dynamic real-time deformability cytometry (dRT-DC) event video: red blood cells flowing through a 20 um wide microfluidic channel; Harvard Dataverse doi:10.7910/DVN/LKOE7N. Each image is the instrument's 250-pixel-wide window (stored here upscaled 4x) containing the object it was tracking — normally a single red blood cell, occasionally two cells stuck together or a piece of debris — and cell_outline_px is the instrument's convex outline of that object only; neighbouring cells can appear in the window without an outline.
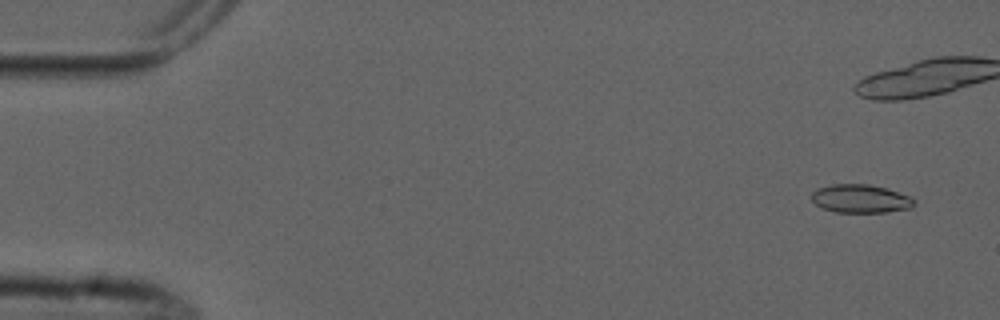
{"species": "common noctule bat (a hibernating species)", "species_latin": "Nyctalus noctula", "temperature_condition": "cold", "stored_images_in_passage": 2, "camera_frame_rate_fps": 3000, "um_per_image_px": 0.085, "animal": {"sex": "male", "forearm_length_mm": 52.5}, "frame": {"image": 1, "passage_image": 1, "time_ms": 0.0, "image_size_px": [1000, 320], "cell_outline_px": [[916, 204], [912, 208], [884, 212], [836, 212], [824, 208], [816, 204], [812, 200], [812, 192], [816, 188], [832, 184], [868, 184], [888, 188], [912, 196], [916, 200]], "centroid_in_image_um": [73.2, 16.88], "position_along_channel_um": 11.8, "area_um2": 17.17}}